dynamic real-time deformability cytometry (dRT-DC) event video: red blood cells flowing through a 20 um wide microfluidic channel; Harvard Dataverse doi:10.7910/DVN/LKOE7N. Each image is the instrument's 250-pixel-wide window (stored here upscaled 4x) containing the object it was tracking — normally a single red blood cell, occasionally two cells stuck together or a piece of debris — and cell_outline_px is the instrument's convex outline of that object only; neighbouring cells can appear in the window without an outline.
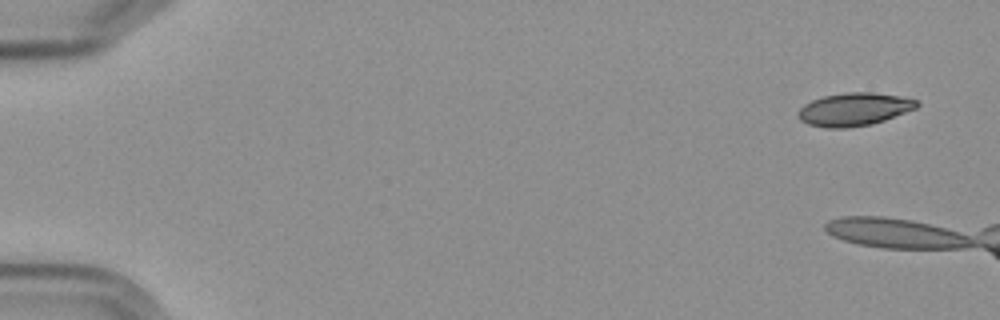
{"species": "Egyptian fruit bat (a non-hibernating species)", "species_latin": "Rousettus aegyptiacus", "temperature_condition": "cold", "stored_images_in_passage": 5, "camera_frame_rate_fps": 3000, "um_per_image_px": 0.085, "frame": {"image": 1, "passage_image": 5, "time_ms": 5.333, "image_size_px": [1000, 320], "cell_outline_px": [[920, 104], [916, 108], [884, 120], [872, 124], [848, 128], [824, 128], [808, 124], [800, 120], [796, 112], [804, 104], [812, 100], [824, 96], [848, 92], [872, 92], [900, 96], [916, 100]], "centroid_in_image_um": [72.57, 9.3], "position_along_channel_um": 12.4, "area_um2": 22.83}}